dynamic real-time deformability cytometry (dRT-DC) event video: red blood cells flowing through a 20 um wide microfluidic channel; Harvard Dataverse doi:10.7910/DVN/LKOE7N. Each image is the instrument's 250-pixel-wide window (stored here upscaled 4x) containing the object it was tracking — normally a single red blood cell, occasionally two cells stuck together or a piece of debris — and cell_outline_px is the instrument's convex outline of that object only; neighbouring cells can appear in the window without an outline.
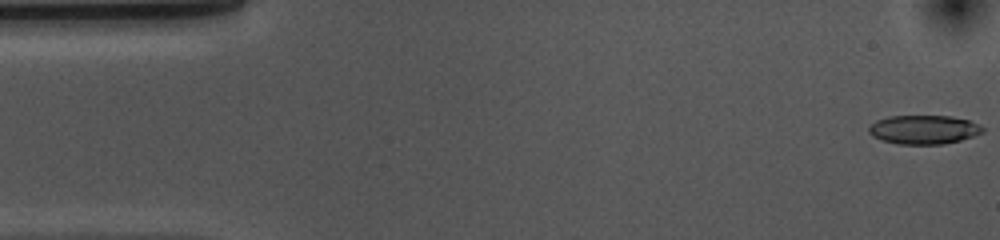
{"species": "common noctule bat (a hibernating species)", "species_latin": "Nyctalus noctula", "temperature_condition": "cold", "stored_images_in_passage": 53, "camera_frame_rate_fps": 3000, "um_per_image_px": 0.085, "animal": {"sex": "female", "body_mass_g": 10.0, "forearm_length_mm": 53.1}, "frame": {"image": 1, "passage_image": 1, "time_ms": 0.0, "image_size_px": [1000, 240], "cell_outline_px": [[984, 132], [960, 140], [944, 144], [900, 144], [884, 140], [872, 136], [868, 132], [868, 128], [876, 120], [888, 116], [952, 116], [968, 120], [980, 124], [984, 128]], "centroid_in_image_um": [78.53, 11.01], "position_along_channel_um": 6.5, "area_um2": 19.13}}
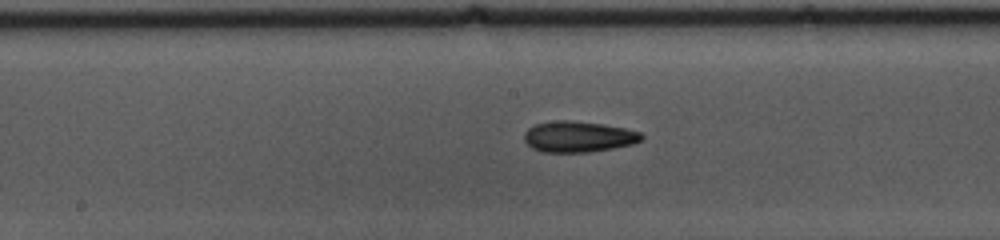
{"frame": {"image": 2, "passage_image": 26, "time_ms": 8.333, "image_size_px": [1000, 240], "cell_outline_px": [[644, 136], [640, 140], [632, 144], [612, 148], [588, 152], [544, 152], [532, 148], [524, 140], [524, 132], [528, 128], [536, 124], [552, 120], [568, 120], [600, 124], [624, 128], [640, 132]], "centroid_in_image_um": [49.12, 11.61], "position_along_channel_um": 199.1, "area_um2": 20.98}}
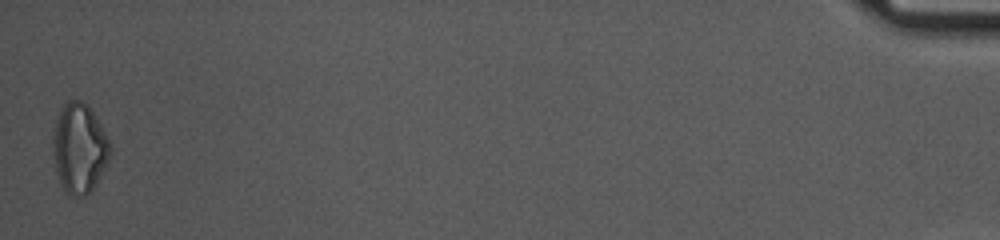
{"frame": {"image": 3, "passage_image": 53, "time_ms": 17.333, "image_size_px": [1000, 240], "cell_outline_px": [[112, 152], [104, 168], [92, 188], [84, 196], [68, 196], [60, 184], [52, 152], [52, 132], [56, 120], [64, 104], [68, 100], [80, 100], [88, 104], [100, 124], [112, 148]], "centroid_in_image_um": [6.72, 12.59], "position_along_channel_um": 428.5, "area_um2": 29.82}, "authors_computed_cell_mechanics": {"area_um2": 20.3456, "velocity_mm_per_s": 3.6802, "shape_relaxation_time_tau1_ms": 5.3083, "shape_relaxation_time_tau2_ms": 10.0608, "deformation_change_tau1": 0.1494, "deformation_change_tau2": 0.2267}}